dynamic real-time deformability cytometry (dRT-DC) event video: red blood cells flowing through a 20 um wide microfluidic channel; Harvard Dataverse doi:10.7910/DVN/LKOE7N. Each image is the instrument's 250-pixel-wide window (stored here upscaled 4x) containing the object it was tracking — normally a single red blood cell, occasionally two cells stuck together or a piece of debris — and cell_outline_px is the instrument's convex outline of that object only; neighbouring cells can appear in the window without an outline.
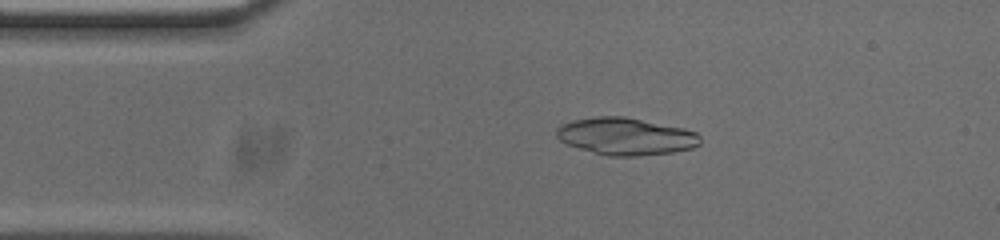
{"species": "common noctule bat (a hibernating species)", "species_latin": "Nyctalus noctula", "temperature_condition": "cold", "stored_images_in_passage": 52, "camera_frame_rate_fps": 3000, "um_per_image_px": 0.085, "animal": {"sex": "male", "body_mass_g": 20.0, "forearm_length_mm": 53.3}, "frame": {"image": 1, "passage_image": 9, "time_ms": 2.667, "image_size_px": [1000, 240], "cell_outline_px": [[700, 144], [692, 148], [672, 152], [636, 156], [608, 156], [580, 148], [568, 144], [560, 140], [556, 136], [556, 128], [560, 124], [572, 120], [596, 116], [624, 116], [684, 128], [696, 132], [700, 136]], "centroid_in_image_um": [53.18, 11.58], "position_along_channel_um": 31.8, "area_um2": 31.15}}